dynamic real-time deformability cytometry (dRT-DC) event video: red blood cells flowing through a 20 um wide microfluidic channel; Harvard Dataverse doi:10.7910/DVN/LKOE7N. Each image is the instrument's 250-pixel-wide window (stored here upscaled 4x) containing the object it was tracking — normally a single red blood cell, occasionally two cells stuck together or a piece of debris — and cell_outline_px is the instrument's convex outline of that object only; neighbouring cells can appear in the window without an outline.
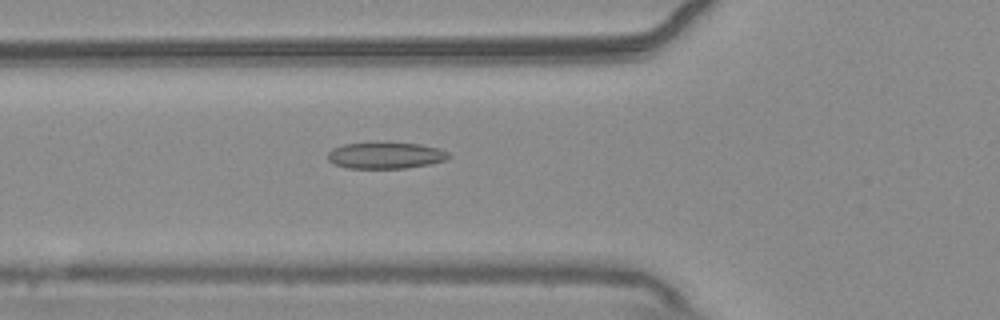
{"species": "common noctule bat (a hibernating species)", "species_latin": "Nyctalus noctula", "temperature_condition": "warm", "stored_images_in_passage": 55, "camera_frame_rate_fps": 3000, "um_per_image_px": 0.085, "animal": {"sex": "male", "body_mass_g": 20.4}, "frame": {"image": 1, "passage_image": 20, "time_ms": 6.333, "image_size_px": [1000, 320], "cell_outline_px": [[452, 156], [444, 160], [428, 164], [404, 168], [348, 168], [332, 164], [328, 160], [328, 152], [332, 148], [344, 144], [420, 144], [440, 148], [448, 152]], "centroid_in_image_um": [32.76, 13.23], "position_along_channel_um": 93.0, "area_um2": 18.21}}
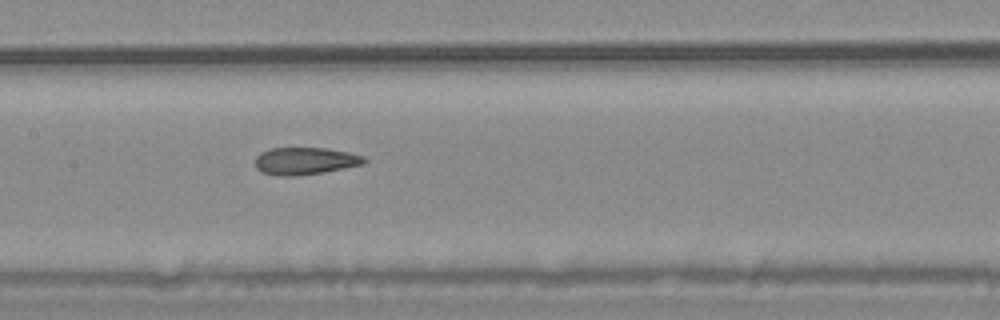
{"frame": {"image": 2, "passage_image": 27, "time_ms": 8.667, "image_size_px": [1000, 320], "cell_outline_px": [[368, 160], [364, 164], [324, 172], [296, 176], [280, 176], [264, 172], [256, 168], [256, 156], [260, 152], [272, 148], [328, 148], [348, 152], [364, 156]], "centroid_in_image_um": [25.96, 13.68], "position_along_channel_um": 181.4, "area_um2": 17.34}}
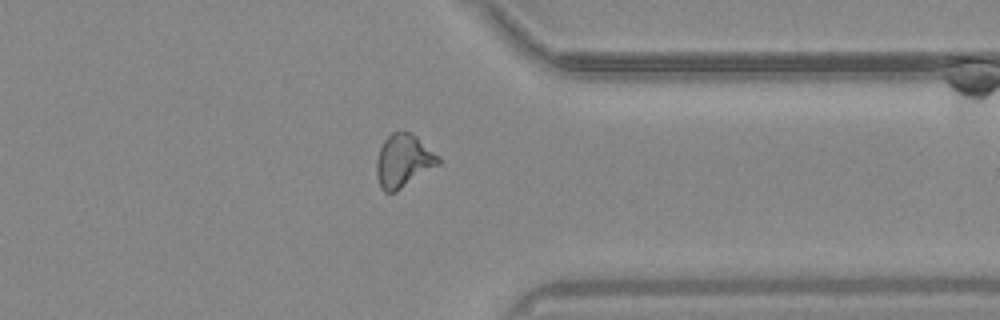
{"frame": {"image": 3, "passage_image": 43, "time_ms": 14.0, "image_size_px": [1000, 320], "cell_outline_px": [[440, 164], [396, 192], [384, 192], [380, 188], [376, 172], [376, 160], [380, 148], [384, 140], [392, 132], [404, 128], [416, 136], [440, 156]], "centroid_in_image_um": [34.29, 13.65], "position_along_channel_um": 377.1, "area_um2": 19.42}, "authors_computed_cell_mechanics": {"area_um2": 18.5538, "velocity_mm_per_s": 3.7722, "shape_relaxation_time_tau1_ms": null, "shape_relaxation_time_tau2_ms": 1.2442, "deformation_change_tau1": null, "deformation_change_tau2": 0.083}}